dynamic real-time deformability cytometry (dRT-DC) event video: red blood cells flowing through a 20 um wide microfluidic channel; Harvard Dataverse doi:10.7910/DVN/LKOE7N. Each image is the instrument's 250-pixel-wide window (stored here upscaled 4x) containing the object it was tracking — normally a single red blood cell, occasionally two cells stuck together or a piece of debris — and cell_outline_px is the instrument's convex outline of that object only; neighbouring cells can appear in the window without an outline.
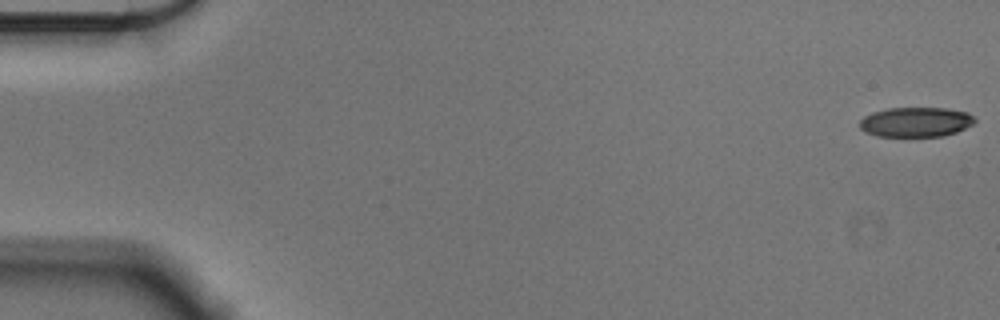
{"species": "Egyptian fruit bat (a non-hibernating species)", "species_latin": "Rousettus aegyptiacus", "temperature_condition": "cold", "stored_images_in_passage": 56, "camera_frame_rate_fps": 3000, "um_per_image_px": 0.085, "animal": {"sex": "male"}, "frame": {"image": 1, "passage_image": 1, "time_ms": 0.0, "image_size_px": [1000, 320], "cell_outline_px": [[976, 120], [972, 124], [956, 132], [944, 136], [876, 136], [864, 132], [860, 128], [860, 120], [864, 116], [872, 112], [888, 108], [948, 108], [968, 112], [976, 116]], "centroid_in_image_um": [77.85, 10.36], "position_along_channel_um": 7.1, "area_um2": 20.11}}
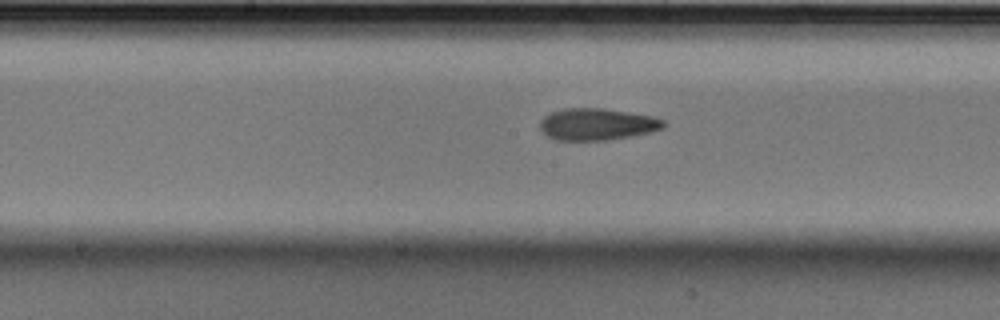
{"frame": {"image": 2, "passage_image": 29, "time_ms": 9.333, "image_size_px": [1000, 320], "cell_outline_px": [[668, 124], [664, 128], [648, 132], [628, 136], [604, 140], [552, 140], [540, 128], [540, 120], [544, 116], [552, 112], [564, 108], [604, 108], [652, 116], [664, 120]], "centroid_in_image_um": [50.74, 10.55], "position_along_channel_um": 197.5, "area_um2": 22.83}}
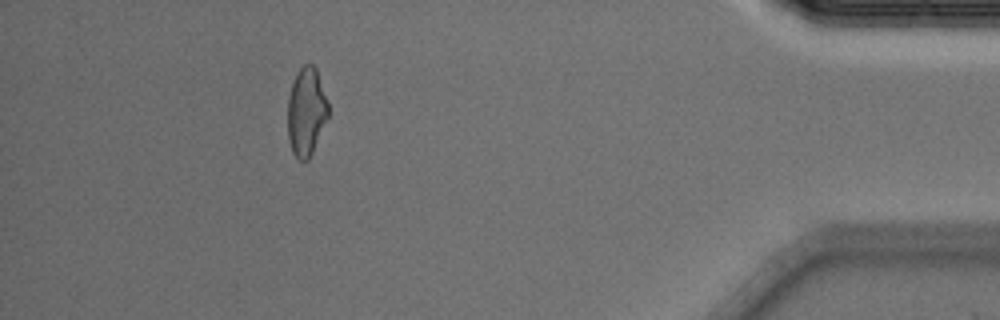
{"frame": {"image": 3, "passage_image": 51, "time_ms": 16.667, "image_size_px": [1000, 320], "cell_outline_px": [[328, 116], [312, 152], [308, 160], [300, 160], [292, 152], [288, 140], [288, 96], [292, 84], [300, 68], [304, 64], [312, 64], [316, 68], [328, 104]], "centroid_in_image_um": [26.02, 9.5], "position_along_channel_um": 409.2, "area_um2": 20.52}, "authors_computed_cell_mechanics": {"area_um2": 22.0796, "velocity_mm_per_s": 3.5913, "shape_relaxation_time_tau1_ms": 8.0633, "shape_relaxation_time_tau2_ms": 4.3977, "deformation_change_tau1": 0.1803, "deformation_change_tau2": 0.1371}}